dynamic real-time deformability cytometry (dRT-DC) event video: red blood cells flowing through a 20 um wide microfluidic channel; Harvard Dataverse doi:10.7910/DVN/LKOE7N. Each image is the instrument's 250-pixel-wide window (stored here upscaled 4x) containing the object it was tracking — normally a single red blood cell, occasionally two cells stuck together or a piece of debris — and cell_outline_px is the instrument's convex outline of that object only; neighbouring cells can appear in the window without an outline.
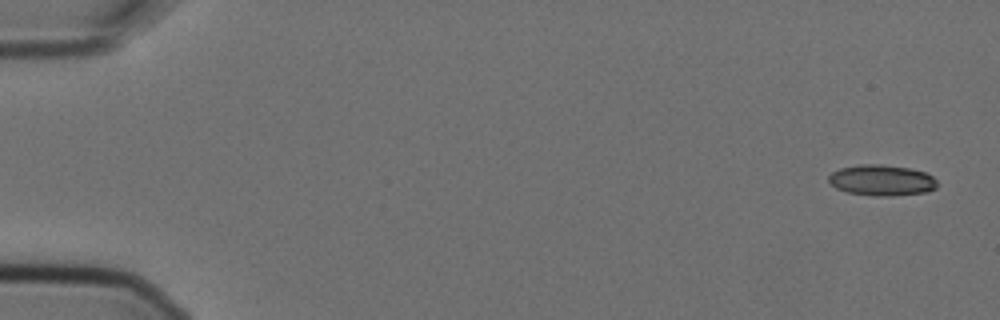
{"species": "Egyptian fruit bat (a non-hibernating species)", "species_latin": "Rousettus aegyptiacus", "temperature_condition": "cold", "stored_images_in_passage": 5, "camera_frame_rate_fps": 3000, "um_per_image_px": 0.085, "animal": {"sex": "female"}, "frame": {"image": 1, "passage_image": 1, "time_ms": 0.0, "image_size_px": [1000, 320], "cell_outline_px": [[936, 188], [924, 192], [892, 196], [876, 196], [848, 192], [836, 188], [828, 180], [828, 176], [832, 172], [840, 168], [860, 164], [880, 164], [908, 168], [924, 172], [932, 176], [936, 180]], "centroid_in_image_um": [74.92, 15.32], "position_along_channel_um": 10.1, "area_um2": 19.36}}
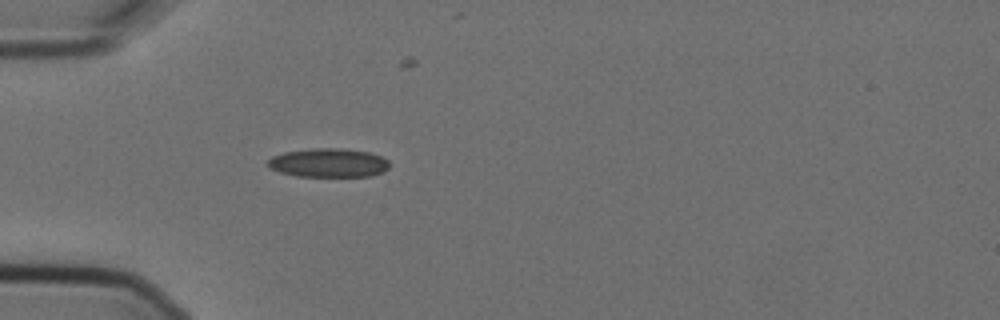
{"frame": {"image": 2, "passage_image": 5, "time_ms": 1.333, "image_size_px": [1000, 320], "cell_outline_px": [[388, 168], [384, 172], [372, 176], [296, 176], [280, 172], [268, 168], [268, 160], [272, 156], [284, 152], [312, 148], [340, 148], [368, 152], [380, 156], [388, 160]], "centroid_in_image_um": [27.91, 13.84], "position_along_channel_um": 57.1, "area_um2": 20.46}}